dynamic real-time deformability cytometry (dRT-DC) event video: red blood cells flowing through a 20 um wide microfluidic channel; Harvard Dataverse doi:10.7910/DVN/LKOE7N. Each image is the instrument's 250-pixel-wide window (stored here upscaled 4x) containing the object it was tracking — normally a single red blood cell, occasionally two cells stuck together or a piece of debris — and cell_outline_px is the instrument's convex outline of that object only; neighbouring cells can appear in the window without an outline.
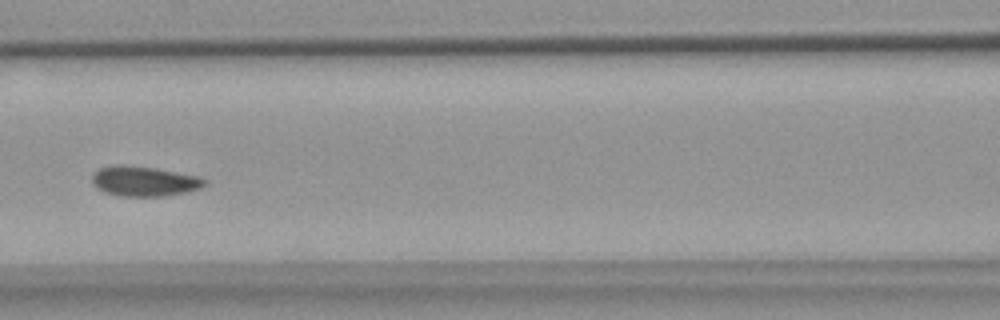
{"species": "common noctule bat (a hibernating species)", "species_latin": "Nyctalus noctula", "temperature_condition": "warm", "stored_images_in_passage": 7, "camera_frame_rate_fps": 3000, "um_per_image_px": 0.085, "animal": {"sex": "female", "body_mass_g": 18.4}, "frame": {"image": 1, "passage_image": 5, "time_ms": 4.667, "image_size_px": [1000, 320], "cell_outline_px": [[208, 180], [200, 188], [188, 192], [168, 196], [120, 196], [104, 192], [96, 188], [92, 184], [92, 176], [100, 168], [120, 164], [156, 168], [200, 176]], "centroid_in_image_um": [12.28, 15.41], "position_along_channel_um": 154.3, "area_um2": 19.83}}
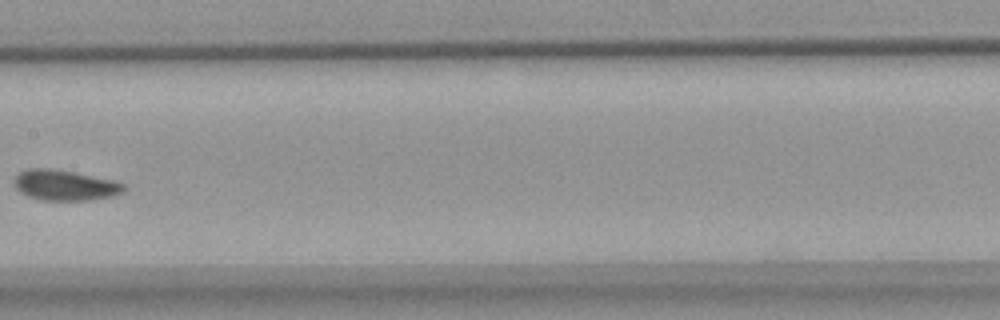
{"frame": {"image": 2, "passage_image": 6, "time_ms": 6.0, "image_size_px": [1000, 320], "cell_outline_px": [[128, 188], [124, 192], [112, 196], [92, 200], [40, 200], [28, 196], [20, 192], [12, 184], [16, 176], [20, 172], [28, 168], [52, 168], [116, 180], [124, 184]], "centroid_in_image_um": [5.54, 15.74], "position_along_channel_um": 201.9, "area_um2": 19.77}}
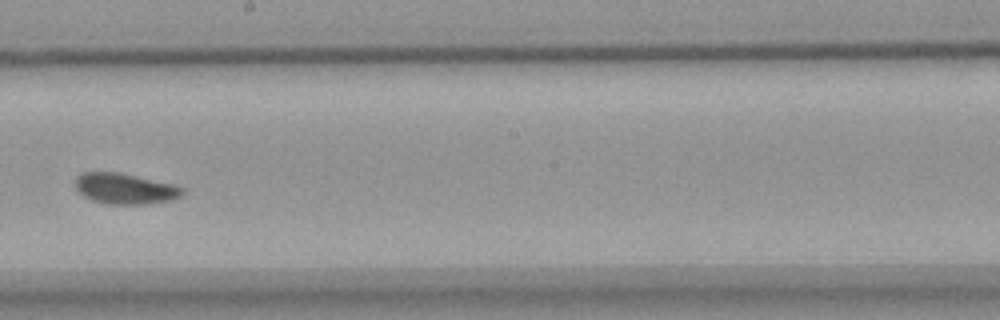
{"frame": {"image": 3, "passage_image": 7, "time_ms": 7.0, "image_size_px": [1000, 320], "cell_outline_px": [[184, 192], [180, 196], [168, 200], [148, 204], [108, 204], [92, 200], [84, 196], [76, 188], [76, 176], [80, 172], [120, 172], [176, 184], [184, 188]], "centroid_in_image_um": [10.64, 16.02], "position_along_channel_um": 237.6, "area_um2": 19.31}}